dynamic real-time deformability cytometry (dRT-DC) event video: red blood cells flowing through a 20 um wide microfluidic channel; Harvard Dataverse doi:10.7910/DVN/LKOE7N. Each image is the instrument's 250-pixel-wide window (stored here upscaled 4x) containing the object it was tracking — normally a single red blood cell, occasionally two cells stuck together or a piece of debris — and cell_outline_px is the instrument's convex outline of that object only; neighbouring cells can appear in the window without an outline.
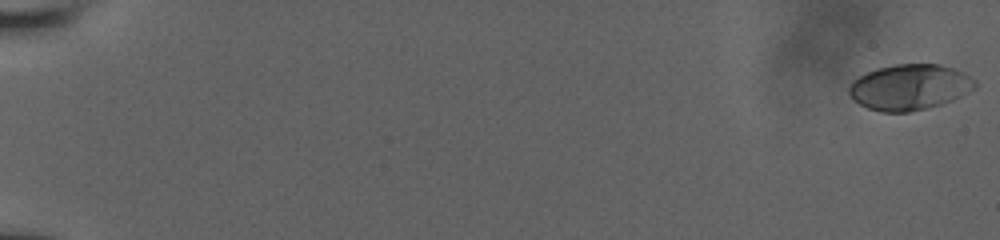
{"species": "human", "species_latin": "Homo sapiens", "temperature_condition": "room temperature", "stored_images_in_passage": 14, "camera_frame_rate_fps": 3000, "um_per_image_px": 0.085, "donor": {"sex": "male"}, "frame": {"image": 1, "passage_image": 1, "time_ms": 0.0, "image_size_px": [1000, 240], "cell_outline_px": [[976, 88], [952, 100], [940, 104], [908, 112], [880, 112], [868, 108], [860, 104], [848, 92], [848, 88], [852, 80], [876, 68], [896, 64], [940, 64], [952, 68], [976, 80]], "centroid_in_image_um": [77.3, 7.4], "position_along_channel_um": 7.7, "area_um2": 33.23}}
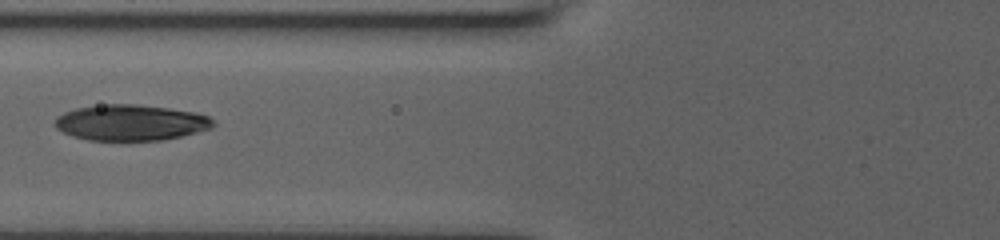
{"frame": {"image": 2, "passage_image": 10, "time_ms": 8.333, "image_size_px": [1000, 240], "cell_outline_px": [[216, 124], [212, 128], [164, 140], [88, 140], [72, 136], [56, 128], [52, 124], [56, 116], [64, 112], [76, 108], [108, 104], [136, 104], [168, 108], [196, 112], [208, 116]], "centroid_in_image_um": [11.09, 10.42], "position_along_channel_um": 114.7, "area_um2": 33.12}}
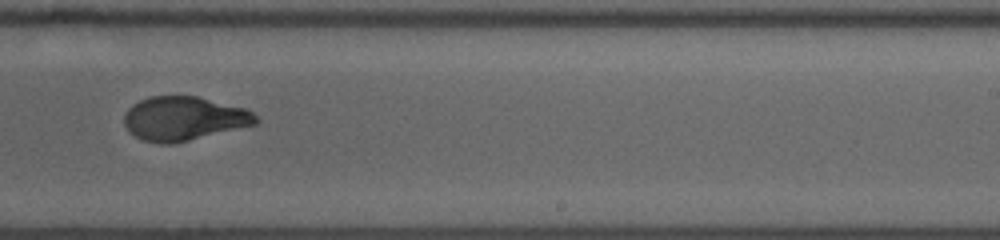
{"frame": {"image": 3, "passage_image": 14, "time_ms": 12.333, "image_size_px": [1000, 240], "cell_outline_px": [[260, 120], [256, 124], [176, 144], [160, 144], [144, 140], [128, 132], [124, 124], [124, 116], [128, 108], [132, 104], [148, 96], [196, 96], [248, 108]], "centroid_in_image_um": [15.63, 10.08], "position_along_channel_um": 273.4, "area_um2": 34.1}}